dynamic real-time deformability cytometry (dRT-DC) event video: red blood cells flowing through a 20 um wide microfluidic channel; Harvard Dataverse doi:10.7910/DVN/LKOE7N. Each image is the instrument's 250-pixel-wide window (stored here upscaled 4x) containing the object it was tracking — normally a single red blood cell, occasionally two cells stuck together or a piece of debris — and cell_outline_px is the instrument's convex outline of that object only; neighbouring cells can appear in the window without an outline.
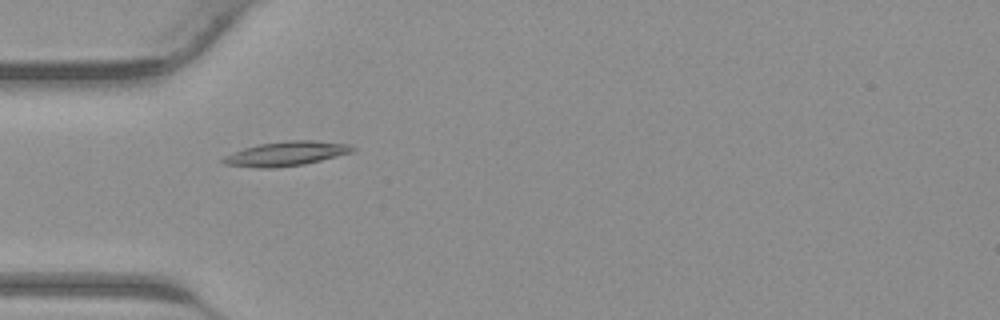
{"species": "common noctule bat (a hibernating species)", "species_latin": "Nyctalus noctula", "temperature_condition": "warm", "stored_images_in_passage": 30, "camera_frame_rate_fps": 3000, "um_per_image_px": 0.085, "animal": {"sex": "male", "body_mass_g": 23.1, "forearm_length_mm": 52.7}, "frame": {"image": 1, "passage_image": 1, "time_ms": 0.0, "image_size_px": [1000, 320], "cell_outline_px": [[356, 148], [352, 152], [304, 164], [276, 168], [256, 168], [224, 164], [220, 160], [224, 156], [244, 148], [260, 144], [288, 140], [316, 140], [348, 144]], "centroid_in_image_um": [24.3, 13.06], "position_along_channel_um": 60.7, "area_um2": 18.32}}
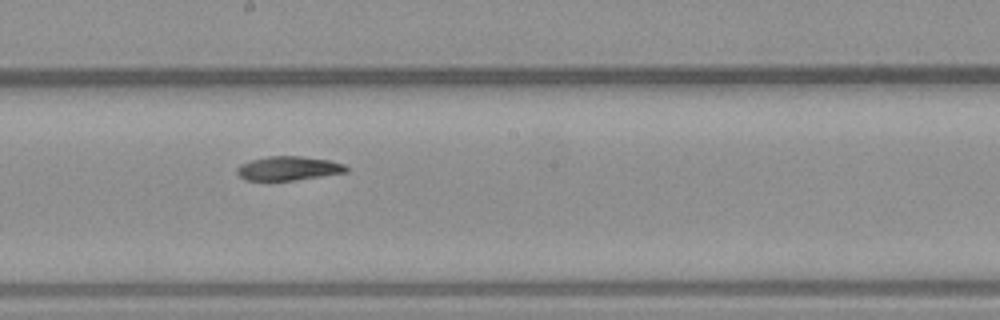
{"frame": {"image": 2, "passage_image": 11, "time_ms": 3.333, "image_size_px": [1000, 320], "cell_outline_px": [[348, 172], [296, 180], [244, 180], [236, 172], [236, 168], [240, 164], [252, 160], [268, 156], [300, 156], [328, 160], [344, 164], [348, 168]], "centroid_in_image_um": [24.51, 14.31], "position_along_channel_um": 223.7, "area_um2": 15.26}}
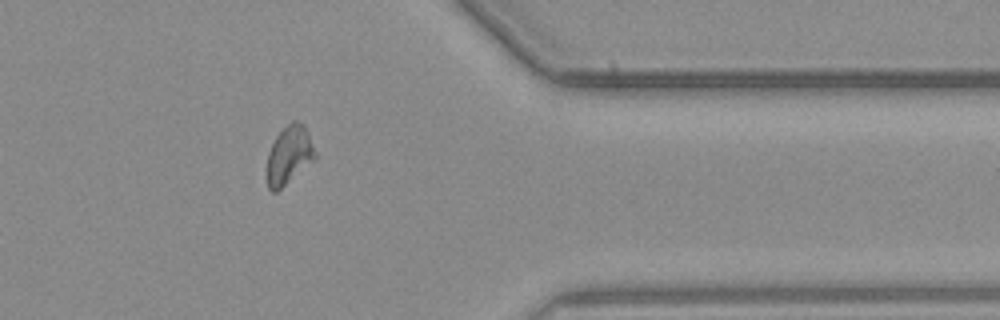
{"frame": {"image": 3, "passage_image": 22, "time_ms": 7.0, "image_size_px": [1000, 320], "cell_outline_px": [[316, 156], [312, 160], [276, 192], [272, 192], [268, 188], [264, 172], [268, 152], [276, 136], [292, 120], [296, 120], [304, 124], [308, 132], [316, 152]], "centroid_in_image_um": [24.51, 13.18], "position_along_channel_um": 386.9, "area_um2": 16.36}}